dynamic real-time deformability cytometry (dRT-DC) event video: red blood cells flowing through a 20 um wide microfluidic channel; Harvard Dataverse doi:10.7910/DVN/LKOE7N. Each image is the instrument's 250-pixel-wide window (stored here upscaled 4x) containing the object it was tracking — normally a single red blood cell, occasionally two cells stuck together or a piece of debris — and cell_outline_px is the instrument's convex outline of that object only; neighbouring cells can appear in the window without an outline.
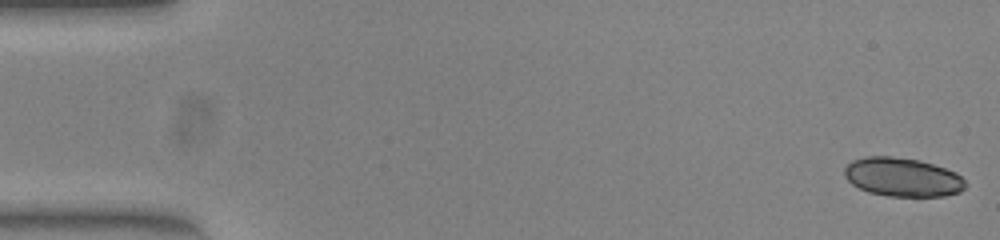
{"species": "common noctule bat (a hibernating species)", "species_latin": "Nyctalus noctula", "temperature_condition": "warm", "stored_images_in_passage": 52, "camera_frame_rate_fps": 3000, "um_per_image_px": 0.085, "animal": {"sex": "female", "body_mass_g": 23.0, "forearm_length_mm": 53.4}, "frame": {"image": 1, "passage_image": 1, "time_ms": 0.0, "image_size_px": [1000, 240], "cell_outline_px": [[968, 184], [960, 192], [944, 196], [888, 196], [868, 192], [852, 184], [844, 176], [844, 168], [852, 160], [864, 156], [892, 156], [920, 160], [956, 172]], "centroid_in_image_um": [76.71, 15.05], "position_along_channel_um": 8.3, "area_um2": 27.46}}
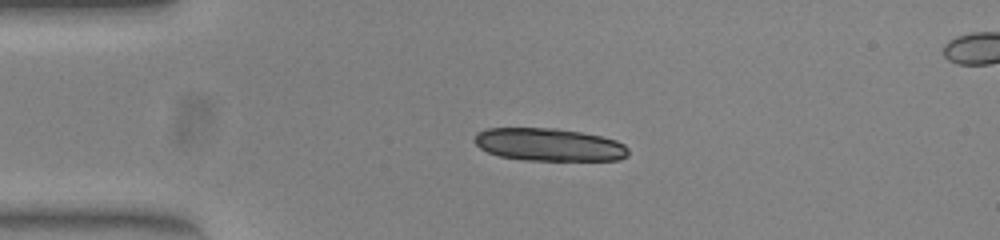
{"frame": {"image": 2, "passage_image": 12, "time_ms": 3.667, "image_size_px": [1000, 240], "cell_outline_px": [[628, 156], [620, 160], [524, 160], [500, 156], [488, 152], [480, 148], [472, 140], [476, 132], [488, 128], [556, 128], [580, 132], [600, 136], [616, 140], [624, 144], [628, 148]], "centroid_in_image_um": [46.65, 12.29], "position_along_channel_um": 38.4, "area_um2": 29.48}, "authors_computed_cell_mechanics": {"area_um2": 28.1775, "velocity_mm_per_s": 3.8863, "shape_relaxation_time_tau1_ms": 1.0294, "shape_relaxation_time_tau2_ms": 1.4396, "deformation_change_tau1": 0.2987, "deformation_change_tau2": 0.0497}}